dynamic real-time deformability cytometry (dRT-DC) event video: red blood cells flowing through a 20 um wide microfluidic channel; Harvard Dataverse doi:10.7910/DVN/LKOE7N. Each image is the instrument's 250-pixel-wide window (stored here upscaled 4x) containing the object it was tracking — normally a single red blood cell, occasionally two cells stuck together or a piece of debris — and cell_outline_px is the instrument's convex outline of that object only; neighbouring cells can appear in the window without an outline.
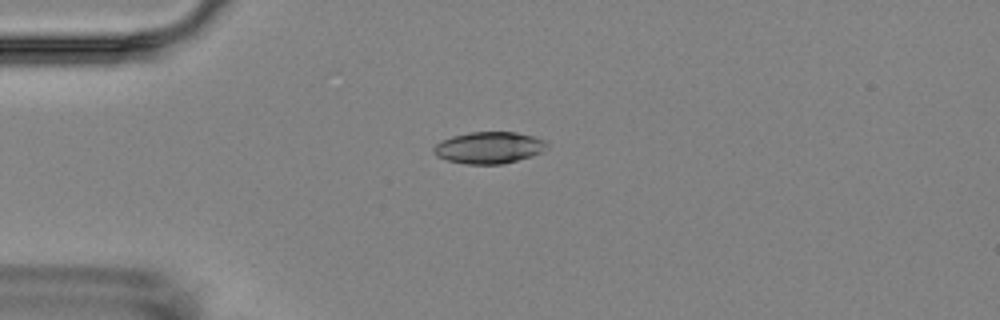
{"species": "Egyptian fruit bat (a non-hibernating species)", "species_latin": "Rousettus aegyptiacus", "temperature_condition": "room temperature", "stored_images_in_passage": 3, "camera_frame_rate_fps": 3000, "um_per_image_px": 0.085, "animal": {"sex": "female"}, "frame": {"image": 1, "passage_image": 1, "time_ms": 0.0, "image_size_px": [1000, 320], "cell_outline_px": [[548, 144], [540, 152], [532, 156], [504, 164], [464, 164], [448, 160], [436, 156], [432, 152], [432, 148], [436, 144], [452, 136], [468, 132], [516, 132], [532, 136], [544, 140]], "centroid_in_image_um": [41.53, 12.55], "position_along_channel_um": 43.5, "area_um2": 20.87}}